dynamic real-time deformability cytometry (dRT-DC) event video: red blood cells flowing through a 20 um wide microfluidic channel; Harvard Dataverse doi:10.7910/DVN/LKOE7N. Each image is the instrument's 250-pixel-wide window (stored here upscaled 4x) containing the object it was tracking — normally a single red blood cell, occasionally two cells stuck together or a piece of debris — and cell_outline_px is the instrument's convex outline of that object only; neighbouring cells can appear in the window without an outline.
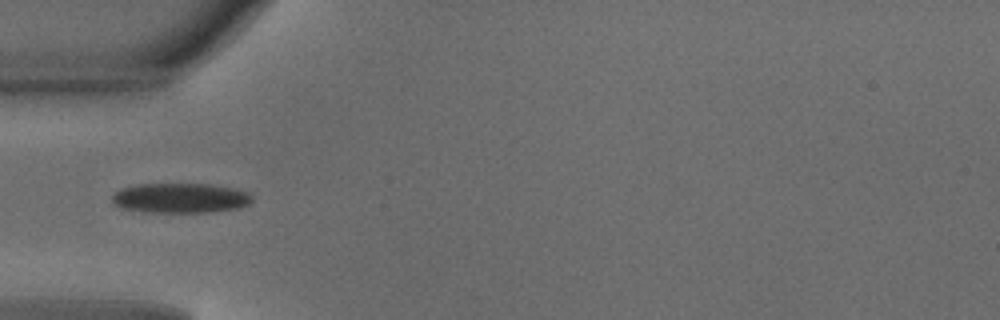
{"species": "common noctule bat (a hibernating species)", "species_latin": "Nyctalus noctula", "temperature_condition": "warm", "stored_images_in_passage": 32, "camera_frame_rate_fps": 3000, "um_per_image_px": 0.085, "animal": {"sex": "male", "body_mass_g": 18.8}, "frame": {"image": 1, "passage_image": 1, "time_ms": 0.0, "image_size_px": [1000, 320], "cell_outline_px": [[252, 200], [248, 204], [240, 208], [208, 212], [144, 212], [120, 208], [112, 204], [112, 192], [120, 188], [136, 184], [208, 184], [232, 188], [248, 192], [252, 196]], "centroid_in_image_um": [15.26, 16.83], "position_along_channel_um": 69.7, "area_um2": 24.62}}
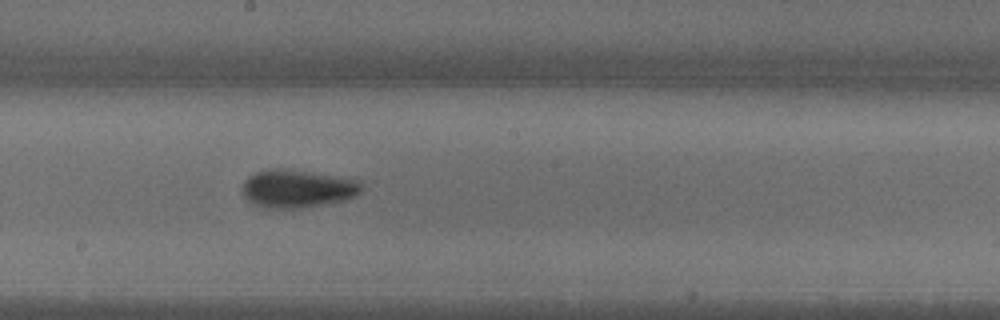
{"frame": {"image": 2, "passage_image": 12, "time_ms": 3.667, "image_size_px": [1000, 320], "cell_outline_px": [[364, 188], [356, 196], [344, 200], [304, 208], [264, 208], [252, 204], [244, 196], [244, 180], [248, 176], [256, 172], [268, 168], [280, 168], [344, 176], [360, 180], [364, 184]], "centroid_in_image_um": [25.33, 16.02], "position_along_channel_um": 222.9, "area_um2": 26.88}}
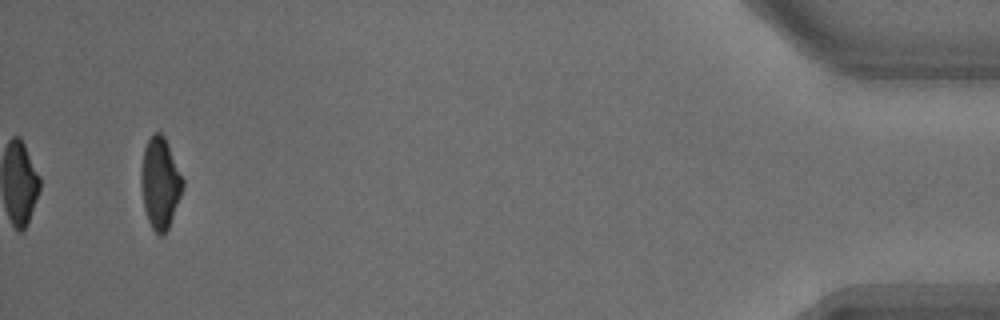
{"frame": {"image": 3, "passage_image": 32, "time_ms": 10.333, "image_size_px": [1000, 320], "cell_outline_px": [[184, 188], [168, 228], [164, 236], [160, 236], [152, 228], [148, 220], [144, 208], [140, 184], [140, 172], [144, 148], [152, 132], [160, 132], [164, 136], [168, 144], [184, 180]], "centroid_in_image_um": [13.6, 15.55], "position_along_channel_um": 421.6, "area_um2": 22.31}, "authors_computed_cell_mechanics": {"area_um2": 24.6517, "velocity_mm_per_s": 4.1485, "shape_relaxation_time_tau1_ms": 2.9924, "shape_relaxation_time_tau2_ms": 2.0501, "deformation_change_tau1": 0.159, "deformation_change_tau2": 0.0646}}